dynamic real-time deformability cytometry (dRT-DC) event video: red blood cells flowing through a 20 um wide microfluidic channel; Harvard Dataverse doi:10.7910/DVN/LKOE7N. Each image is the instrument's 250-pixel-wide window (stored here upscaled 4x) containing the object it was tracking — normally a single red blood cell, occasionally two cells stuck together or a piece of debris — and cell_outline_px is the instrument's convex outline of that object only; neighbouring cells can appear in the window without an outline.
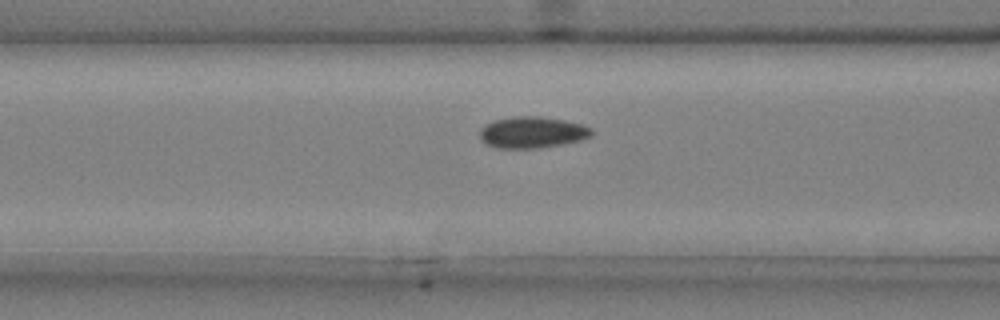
{"species": "common noctule bat (a hibernating species)", "species_latin": "Nyctalus noctula", "temperature_condition": "cold", "stored_images_in_passage": 45, "camera_frame_rate_fps": 3000, "um_per_image_px": 0.085, "animal": {"sex": "male", "body_mass_g": 20.4}, "frame": {"image": 1, "passage_image": 19, "time_ms": 6.0, "image_size_px": [1000, 320], "cell_outline_px": [[592, 136], [580, 140], [564, 144], [540, 148], [496, 148], [480, 140], [480, 128], [484, 124], [492, 120], [516, 116], [540, 116], [564, 120], [584, 124], [592, 128]], "centroid_in_image_um": [45.24, 11.24], "position_along_channel_um": 121.4, "area_um2": 20.75}}
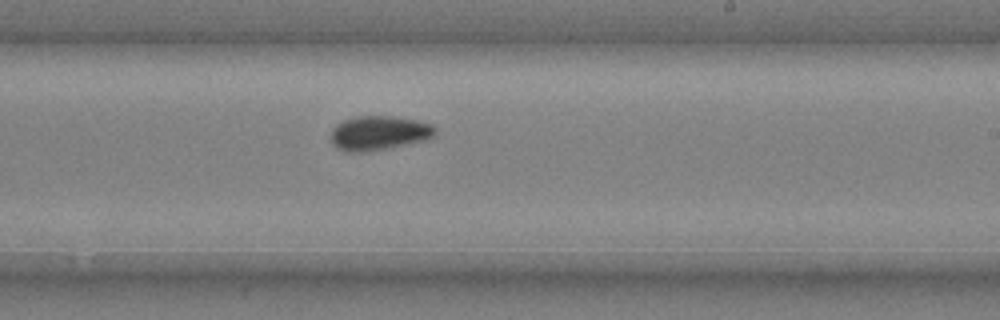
{"frame": {"image": 2, "passage_image": 30, "time_ms": 9.667, "image_size_px": [1000, 320], "cell_outline_px": [[436, 132], [432, 136], [424, 140], [384, 148], [360, 152], [344, 152], [336, 148], [332, 144], [332, 128], [336, 124], [344, 120], [356, 116], [392, 116], [420, 120], [432, 124], [436, 128]], "centroid_in_image_um": [32.19, 11.29], "position_along_channel_um": 256.8, "area_um2": 20.75}}
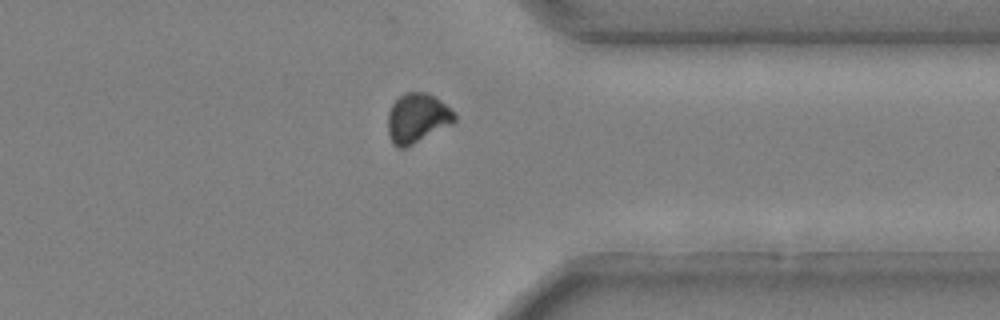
{"frame": {"image": 3, "passage_image": 40, "time_ms": 13.0, "image_size_px": [1000, 320], "cell_outline_px": [[456, 120], [452, 124], [404, 148], [396, 148], [392, 144], [388, 136], [388, 112], [392, 104], [404, 92], [428, 92], [436, 96], [456, 112]], "centroid_in_image_um": [35.47, 10.02], "position_along_channel_um": 375.9, "area_um2": 19.48}, "authors_computed_cell_mechanics": {"area_um2": 20.1144, "velocity_mm_per_s": 3.7011, "shape_relaxation_time_tau1_ms": 5.9665, "shape_relaxation_time_tau2_ms": 1.7973, "deformation_change_tau1": 0.0945, "deformation_change_tau2": 0.0526}}